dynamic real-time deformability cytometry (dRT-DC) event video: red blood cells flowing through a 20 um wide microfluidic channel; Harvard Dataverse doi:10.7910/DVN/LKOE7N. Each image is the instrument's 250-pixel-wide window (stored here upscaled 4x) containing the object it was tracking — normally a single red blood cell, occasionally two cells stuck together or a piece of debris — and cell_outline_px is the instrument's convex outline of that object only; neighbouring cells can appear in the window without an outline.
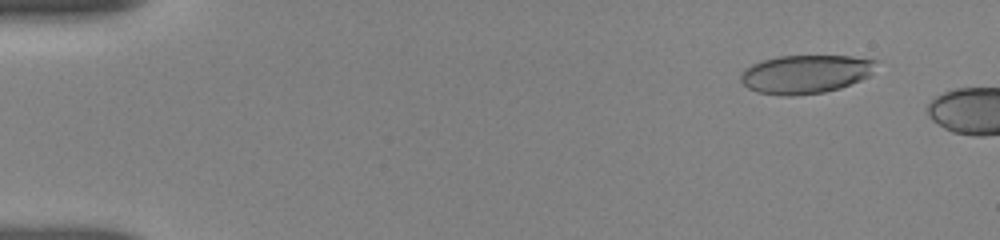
{"species": "human", "species_latin": "Homo sapiens", "temperature_condition": "room temperature", "stored_images_in_passage": 8, "camera_frame_rate_fps": 3000, "um_per_image_px": 0.085, "donor": {"sex": "female"}, "frame": {"image": 1, "passage_image": 4, "time_ms": 1.333, "image_size_px": [1000, 240], "cell_outline_px": [[880, 60], [872, 72], [868, 76], [860, 80], [840, 88], [824, 92], [788, 96], [784, 96], [756, 92], [748, 88], [740, 80], [740, 76], [744, 68], [752, 64], [764, 60], [780, 56], [852, 56]], "centroid_in_image_um": [68.48, 6.3], "position_along_channel_um": 16.5, "area_um2": 30.46}}